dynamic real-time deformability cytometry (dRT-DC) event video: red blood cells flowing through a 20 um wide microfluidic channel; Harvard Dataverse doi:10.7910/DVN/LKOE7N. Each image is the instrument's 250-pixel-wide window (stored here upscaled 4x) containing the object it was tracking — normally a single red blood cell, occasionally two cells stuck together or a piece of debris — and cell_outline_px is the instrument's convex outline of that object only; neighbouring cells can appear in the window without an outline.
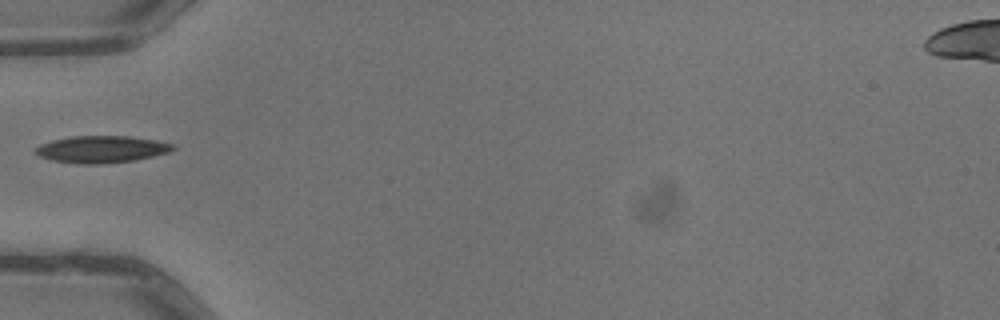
{"species": "common noctule bat (a hibernating species)", "species_latin": "Nyctalus noctula", "temperature_condition": "warm", "stored_images_in_passage": 6, "camera_frame_rate_fps": 3000, "um_per_image_px": 0.085, "animal": {"sex": "male", "body_mass_g": 13.3}, "frame": {"image": 1, "passage_image": 5, "time_ms": 1.333, "image_size_px": [1000, 320], "cell_outline_px": [[176, 148], [168, 152], [136, 160], [100, 164], [76, 164], [52, 160], [36, 156], [32, 152], [40, 144], [52, 140], [72, 136], [132, 136], [156, 140], [176, 144]], "centroid_in_image_um": [8.61, 12.69], "position_along_channel_um": 76.4, "area_um2": 21.91}}
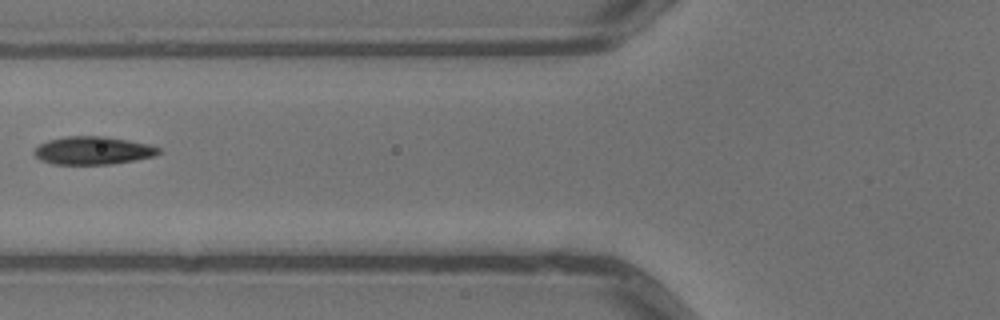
{"frame": {"image": 2, "passage_image": 6, "time_ms": 1.667, "image_size_px": [1000, 320], "cell_outline_px": [[160, 152], [156, 156], [112, 164], [52, 164], [40, 160], [32, 152], [40, 144], [48, 140], [64, 136], [104, 136], [152, 144], [160, 148]], "centroid_in_image_um": [7.92, 12.79], "position_along_channel_um": 117.9, "area_um2": 20.46}}